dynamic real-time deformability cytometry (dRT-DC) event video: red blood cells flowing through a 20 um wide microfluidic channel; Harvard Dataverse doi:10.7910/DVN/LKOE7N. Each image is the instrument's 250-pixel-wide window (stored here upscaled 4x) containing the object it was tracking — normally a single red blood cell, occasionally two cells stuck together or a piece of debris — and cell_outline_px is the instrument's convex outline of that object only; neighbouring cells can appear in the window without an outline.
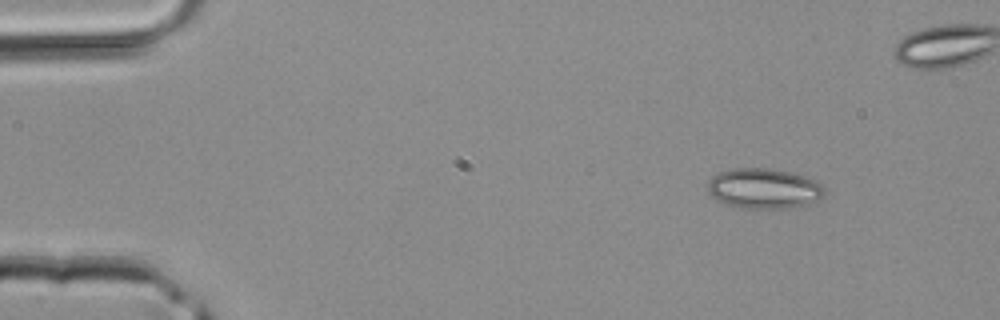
{"species": "common noctule bat (a hibernating species)", "species_latin": "Nyctalus noctula", "temperature_condition": "room temperature", "stored_images_in_passage": 40, "camera_frame_rate_fps": 3000, "um_per_image_px": 0.085, "animal": {"sex": "male", "body_mass_g": 20.4}, "frame": {"image": 1, "passage_image": 1, "time_ms": 0.0, "image_size_px": [1000, 320], "cell_outline_px": [[824, 196], [820, 200], [788, 208], [740, 208], [724, 204], [716, 200], [708, 192], [708, 180], [712, 176], [720, 172], [732, 168], [768, 168], [792, 172], [804, 176], [820, 184], [824, 188]], "centroid_in_image_um": [64.89, 16.02], "position_along_channel_um": 20.1, "area_um2": 27.46}}
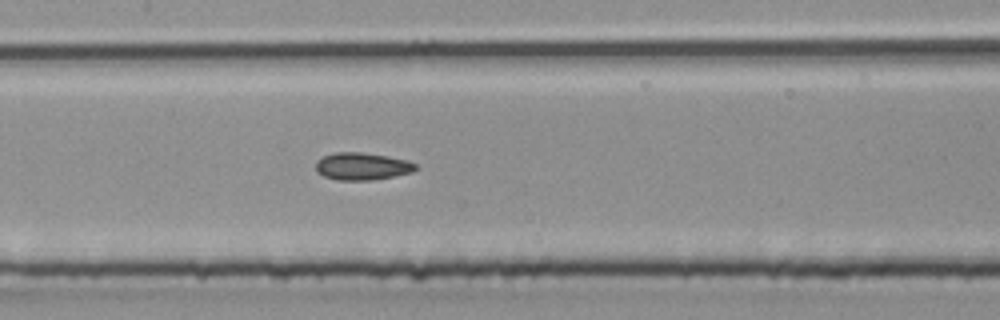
{"frame": {"image": 2, "passage_image": 17, "time_ms": 5.333, "image_size_px": [1000, 320], "cell_outline_px": [[416, 168], [412, 172], [372, 180], [336, 180], [324, 176], [316, 172], [316, 160], [324, 156], [336, 152], [360, 152], [388, 156], [408, 160], [416, 164]], "centroid_in_image_um": [30.75, 14.13], "position_along_channel_um": 176.6, "area_um2": 15.9}}
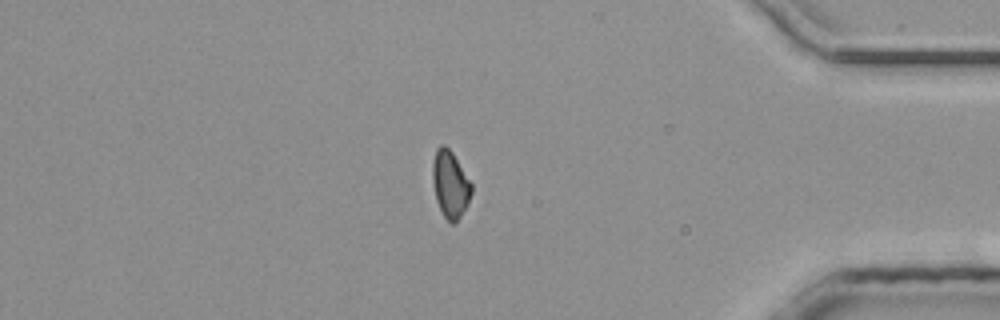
{"frame": {"image": 3, "passage_image": 33, "time_ms": 10.667, "image_size_px": [1000, 320], "cell_outline_px": [[472, 192], [460, 216], [452, 224], [444, 216], [436, 200], [432, 180], [432, 164], [436, 148], [440, 144], [444, 144], [452, 152], [472, 184]], "centroid_in_image_um": [38.24, 15.61], "position_along_channel_um": 397.0, "area_um2": 14.91}}